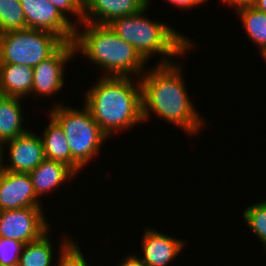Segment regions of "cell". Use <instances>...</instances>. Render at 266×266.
Returning a JSON list of instances; mask_svg holds the SVG:
<instances>
[{"instance_id":"cell-1","label":"cell","mask_w":266,"mask_h":266,"mask_svg":"<svg viewBox=\"0 0 266 266\" xmlns=\"http://www.w3.org/2000/svg\"><path fill=\"white\" fill-rule=\"evenodd\" d=\"M181 67L178 63L157 64L138 77L141 85L142 117L146 121L151 113H155L194 136L205 122L188 96Z\"/></svg>"},{"instance_id":"cell-2","label":"cell","mask_w":266,"mask_h":266,"mask_svg":"<svg viewBox=\"0 0 266 266\" xmlns=\"http://www.w3.org/2000/svg\"><path fill=\"white\" fill-rule=\"evenodd\" d=\"M130 78L101 75L85 94L84 105L108 137L144 122L140 79L135 83Z\"/></svg>"},{"instance_id":"cell-3","label":"cell","mask_w":266,"mask_h":266,"mask_svg":"<svg viewBox=\"0 0 266 266\" xmlns=\"http://www.w3.org/2000/svg\"><path fill=\"white\" fill-rule=\"evenodd\" d=\"M81 24L85 26L83 32H79L78 26L75 28V51L102 67L106 76L132 77V74H136L141 77L145 73L144 66L148 61L108 25Z\"/></svg>"},{"instance_id":"cell-4","label":"cell","mask_w":266,"mask_h":266,"mask_svg":"<svg viewBox=\"0 0 266 266\" xmlns=\"http://www.w3.org/2000/svg\"><path fill=\"white\" fill-rule=\"evenodd\" d=\"M148 5L141 11L113 19L107 25L124 41L131 44L139 54L147 61L153 55H161L163 58L158 64L172 63L173 56H183L193 46L191 40L168 24L151 21L145 17Z\"/></svg>"},{"instance_id":"cell-5","label":"cell","mask_w":266,"mask_h":266,"mask_svg":"<svg viewBox=\"0 0 266 266\" xmlns=\"http://www.w3.org/2000/svg\"><path fill=\"white\" fill-rule=\"evenodd\" d=\"M82 110L55 104L49 111L62 128L71 152V168L78 174L80 169L97 155L108 136L91 116L88 108Z\"/></svg>"},{"instance_id":"cell-6","label":"cell","mask_w":266,"mask_h":266,"mask_svg":"<svg viewBox=\"0 0 266 266\" xmlns=\"http://www.w3.org/2000/svg\"><path fill=\"white\" fill-rule=\"evenodd\" d=\"M65 42L56 34L26 28L0 34V64L35 67L52 56Z\"/></svg>"},{"instance_id":"cell-7","label":"cell","mask_w":266,"mask_h":266,"mask_svg":"<svg viewBox=\"0 0 266 266\" xmlns=\"http://www.w3.org/2000/svg\"><path fill=\"white\" fill-rule=\"evenodd\" d=\"M42 207H25L0 212V237L27 244L49 231Z\"/></svg>"},{"instance_id":"cell-8","label":"cell","mask_w":266,"mask_h":266,"mask_svg":"<svg viewBox=\"0 0 266 266\" xmlns=\"http://www.w3.org/2000/svg\"><path fill=\"white\" fill-rule=\"evenodd\" d=\"M76 54L73 42H65L52 56L33 67L32 95L51 96L63 88L64 67Z\"/></svg>"},{"instance_id":"cell-9","label":"cell","mask_w":266,"mask_h":266,"mask_svg":"<svg viewBox=\"0 0 266 266\" xmlns=\"http://www.w3.org/2000/svg\"><path fill=\"white\" fill-rule=\"evenodd\" d=\"M27 28L58 35L64 42H73L75 27L49 0H20Z\"/></svg>"},{"instance_id":"cell-10","label":"cell","mask_w":266,"mask_h":266,"mask_svg":"<svg viewBox=\"0 0 266 266\" xmlns=\"http://www.w3.org/2000/svg\"><path fill=\"white\" fill-rule=\"evenodd\" d=\"M6 144L9 148L10 164L3 165V149ZM46 159L41 136L34 135L29 130L2 144L0 152V169L15 173H30Z\"/></svg>"},{"instance_id":"cell-11","label":"cell","mask_w":266,"mask_h":266,"mask_svg":"<svg viewBox=\"0 0 266 266\" xmlns=\"http://www.w3.org/2000/svg\"><path fill=\"white\" fill-rule=\"evenodd\" d=\"M29 173H15L0 169V207L14 210L25 207H42Z\"/></svg>"},{"instance_id":"cell-12","label":"cell","mask_w":266,"mask_h":266,"mask_svg":"<svg viewBox=\"0 0 266 266\" xmlns=\"http://www.w3.org/2000/svg\"><path fill=\"white\" fill-rule=\"evenodd\" d=\"M184 243L173 236L146 229L141 246L144 255L139 260L144 266H167L181 253Z\"/></svg>"},{"instance_id":"cell-13","label":"cell","mask_w":266,"mask_h":266,"mask_svg":"<svg viewBox=\"0 0 266 266\" xmlns=\"http://www.w3.org/2000/svg\"><path fill=\"white\" fill-rule=\"evenodd\" d=\"M148 0H83V22L107 25L113 19L135 14Z\"/></svg>"},{"instance_id":"cell-14","label":"cell","mask_w":266,"mask_h":266,"mask_svg":"<svg viewBox=\"0 0 266 266\" xmlns=\"http://www.w3.org/2000/svg\"><path fill=\"white\" fill-rule=\"evenodd\" d=\"M33 67L0 64V95L24 99L32 93Z\"/></svg>"},{"instance_id":"cell-15","label":"cell","mask_w":266,"mask_h":266,"mask_svg":"<svg viewBox=\"0 0 266 266\" xmlns=\"http://www.w3.org/2000/svg\"><path fill=\"white\" fill-rule=\"evenodd\" d=\"M37 197L55 187H59L66 180L75 177L76 172L65 163L44 159L39 166L29 173Z\"/></svg>"},{"instance_id":"cell-16","label":"cell","mask_w":266,"mask_h":266,"mask_svg":"<svg viewBox=\"0 0 266 266\" xmlns=\"http://www.w3.org/2000/svg\"><path fill=\"white\" fill-rule=\"evenodd\" d=\"M21 98L0 95V143L13 140L26 133L21 110Z\"/></svg>"},{"instance_id":"cell-17","label":"cell","mask_w":266,"mask_h":266,"mask_svg":"<svg viewBox=\"0 0 266 266\" xmlns=\"http://www.w3.org/2000/svg\"><path fill=\"white\" fill-rule=\"evenodd\" d=\"M41 137L45 158L60 161L71 167V152L61 126L51 117Z\"/></svg>"},{"instance_id":"cell-18","label":"cell","mask_w":266,"mask_h":266,"mask_svg":"<svg viewBox=\"0 0 266 266\" xmlns=\"http://www.w3.org/2000/svg\"><path fill=\"white\" fill-rule=\"evenodd\" d=\"M48 231L22 249L18 266H53V247Z\"/></svg>"},{"instance_id":"cell-19","label":"cell","mask_w":266,"mask_h":266,"mask_svg":"<svg viewBox=\"0 0 266 266\" xmlns=\"http://www.w3.org/2000/svg\"><path fill=\"white\" fill-rule=\"evenodd\" d=\"M241 18L245 31L259 50L266 46V13L255 7L236 10Z\"/></svg>"},{"instance_id":"cell-20","label":"cell","mask_w":266,"mask_h":266,"mask_svg":"<svg viewBox=\"0 0 266 266\" xmlns=\"http://www.w3.org/2000/svg\"><path fill=\"white\" fill-rule=\"evenodd\" d=\"M26 28V19L20 0H0V34Z\"/></svg>"},{"instance_id":"cell-21","label":"cell","mask_w":266,"mask_h":266,"mask_svg":"<svg viewBox=\"0 0 266 266\" xmlns=\"http://www.w3.org/2000/svg\"><path fill=\"white\" fill-rule=\"evenodd\" d=\"M244 221L266 250V200L246 207Z\"/></svg>"},{"instance_id":"cell-22","label":"cell","mask_w":266,"mask_h":266,"mask_svg":"<svg viewBox=\"0 0 266 266\" xmlns=\"http://www.w3.org/2000/svg\"><path fill=\"white\" fill-rule=\"evenodd\" d=\"M60 248L58 251L60 256H58V261H55L57 262L55 266H89L81 248L74 240L65 237Z\"/></svg>"},{"instance_id":"cell-23","label":"cell","mask_w":266,"mask_h":266,"mask_svg":"<svg viewBox=\"0 0 266 266\" xmlns=\"http://www.w3.org/2000/svg\"><path fill=\"white\" fill-rule=\"evenodd\" d=\"M24 243L0 237V265H18Z\"/></svg>"},{"instance_id":"cell-24","label":"cell","mask_w":266,"mask_h":266,"mask_svg":"<svg viewBox=\"0 0 266 266\" xmlns=\"http://www.w3.org/2000/svg\"><path fill=\"white\" fill-rule=\"evenodd\" d=\"M56 9L61 13V15L67 19L75 28L77 25L75 23H72V20L69 19V16L66 15L68 12L72 13V15L75 14L76 18H78L76 21H78L77 24L83 23V0H49Z\"/></svg>"},{"instance_id":"cell-25","label":"cell","mask_w":266,"mask_h":266,"mask_svg":"<svg viewBox=\"0 0 266 266\" xmlns=\"http://www.w3.org/2000/svg\"><path fill=\"white\" fill-rule=\"evenodd\" d=\"M171 4H173L175 7L177 6L178 8H184V9H191L194 8V6H198L202 3H204L206 0H167Z\"/></svg>"},{"instance_id":"cell-26","label":"cell","mask_w":266,"mask_h":266,"mask_svg":"<svg viewBox=\"0 0 266 266\" xmlns=\"http://www.w3.org/2000/svg\"><path fill=\"white\" fill-rule=\"evenodd\" d=\"M223 3H226L227 5H233L235 7V10L245 8V7H253L257 0H222Z\"/></svg>"},{"instance_id":"cell-27","label":"cell","mask_w":266,"mask_h":266,"mask_svg":"<svg viewBox=\"0 0 266 266\" xmlns=\"http://www.w3.org/2000/svg\"><path fill=\"white\" fill-rule=\"evenodd\" d=\"M117 266H144L142 262L139 260V257L135 255H130L126 257L120 265Z\"/></svg>"},{"instance_id":"cell-28","label":"cell","mask_w":266,"mask_h":266,"mask_svg":"<svg viewBox=\"0 0 266 266\" xmlns=\"http://www.w3.org/2000/svg\"><path fill=\"white\" fill-rule=\"evenodd\" d=\"M253 7L266 13V0H257Z\"/></svg>"},{"instance_id":"cell-29","label":"cell","mask_w":266,"mask_h":266,"mask_svg":"<svg viewBox=\"0 0 266 266\" xmlns=\"http://www.w3.org/2000/svg\"><path fill=\"white\" fill-rule=\"evenodd\" d=\"M260 55L262 56V58H264V60L266 61V46H264L261 50H260Z\"/></svg>"}]
</instances>
